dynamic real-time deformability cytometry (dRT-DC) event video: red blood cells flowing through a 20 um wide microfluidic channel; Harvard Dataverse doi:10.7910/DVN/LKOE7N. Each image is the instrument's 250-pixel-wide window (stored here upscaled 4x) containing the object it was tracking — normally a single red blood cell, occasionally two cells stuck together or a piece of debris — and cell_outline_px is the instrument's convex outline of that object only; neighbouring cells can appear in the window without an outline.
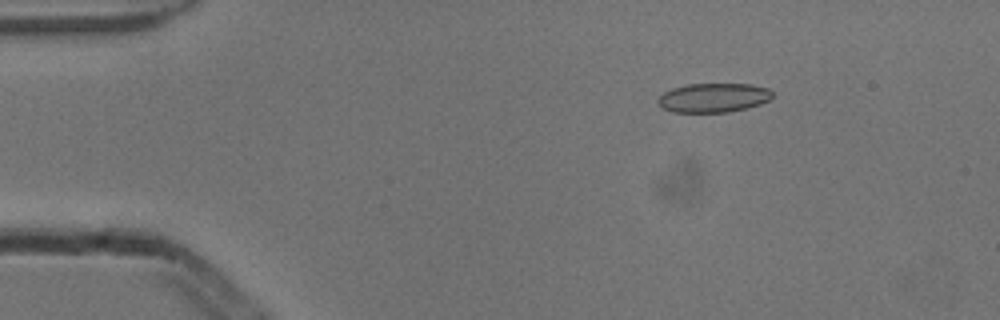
{"species": "common noctule bat (a hibernating species)", "species_latin": "Nyctalus noctula", "temperature_condition": "cold", "stored_images_in_passage": 5, "camera_frame_rate_fps": 3000, "um_per_image_px": 0.085, "animal": {"sex": "male", "body_mass_g": 13.3}, "frame": {"image": 1, "passage_image": 3, "time_ms": 0.667, "image_size_px": [1000, 320], "cell_outline_px": [[772, 96], [768, 100], [760, 104], [728, 112], [672, 112], [660, 108], [656, 100], [664, 92], [672, 88], [688, 84], [752, 84], [768, 88], [772, 92]], "centroid_in_image_um": [60.6, 8.3], "position_along_channel_um": 24.4, "area_um2": 19.48}}
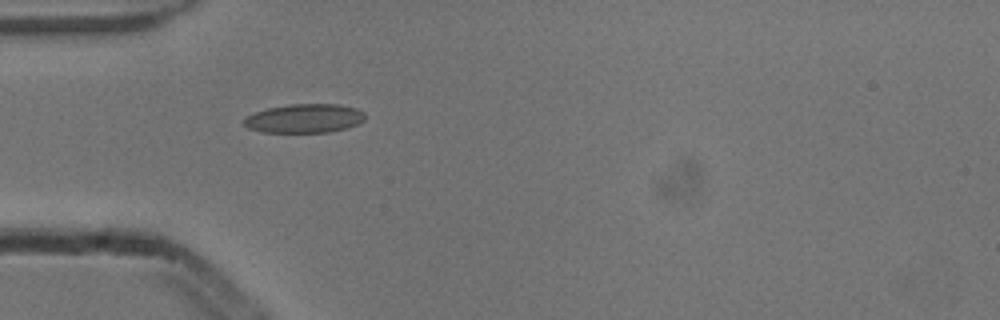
{"frame": {"image": 2, "passage_image": 5, "time_ms": 1.333, "image_size_px": [1000, 320], "cell_outline_px": [[364, 120], [356, 124], [344, 128], [328, 132], [264, 132], [248, 128], [244, 124], [244, 120], [248, 116], [256, 112], [268, 108], [288, 104], [340, 104], [356, 108], [364, 112]], "centroid_in_image_um": [25.89, 10.05], "position_along_channel_um": 59.1, "area_um2": 20.17}}